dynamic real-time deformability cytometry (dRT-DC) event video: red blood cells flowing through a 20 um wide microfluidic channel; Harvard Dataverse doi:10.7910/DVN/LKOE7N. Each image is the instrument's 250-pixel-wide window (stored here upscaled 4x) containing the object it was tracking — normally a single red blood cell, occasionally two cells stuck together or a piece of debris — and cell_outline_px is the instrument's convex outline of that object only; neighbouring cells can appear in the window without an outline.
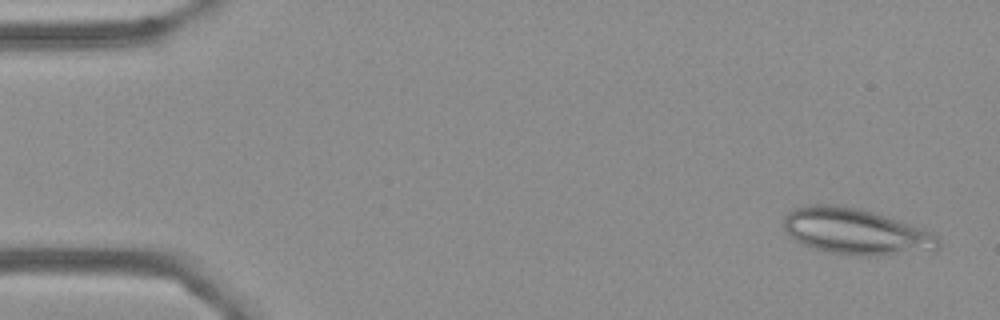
{"species": "Egyptian fruit bat (a non-hibernating species)", "species_latin": "Rousettus aegyptiacus", "temperature_condition": "cold", "stored_images_in_passage": 54, "camera_frame_rate_fps": 3000, "um_per_image_px": 0.085, "frame": {"image": 1, "passage_image": 2, "time_ms": 0.333, "image_size_px": [1000, 320], "cell_outline_px": [[940, 248], [936, 252], [876, 256], [828, 252], [808, 248], [796, 240], [784, 228], [784, 216], [792, 208], [808, 204], [836, 204], [860, 208], [876, 212], [908, 224], [928, 232], [936, 236], [940, 240]], "centroid_in_image_um": [72.75, 19.68], "position_along_channel_um": 12.2, "area_um2": 41.91}}
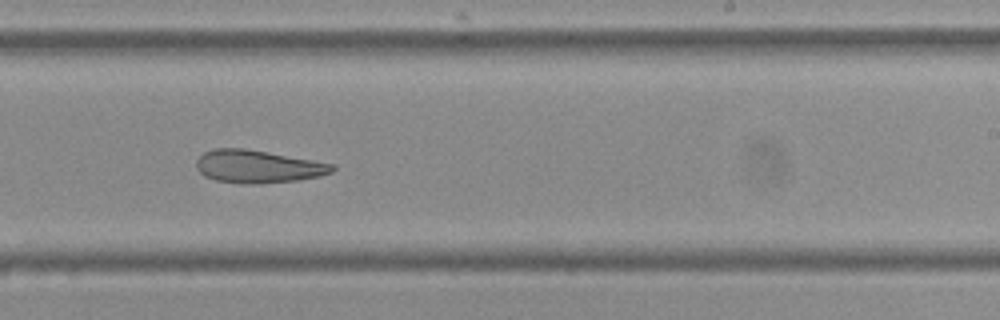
{"frame": {"image": 2, "passage_image": 33, "time_ms": 10.667, "image_size_px": [1000, 320], "cell_outline_px": [[336, 168], [332, 172], [320, 176], [296, 180], [256, 184], [244, 184], [216, 180], [204, 176], [196, 168], [196, 160], [204, 152], [212, 148], [244, 148], [268, 152], [336, 164]], "centroid_in_image_um": [21.92, 14.15], "position_along_channel_um": 267.1, "area_um2": 26.07}}
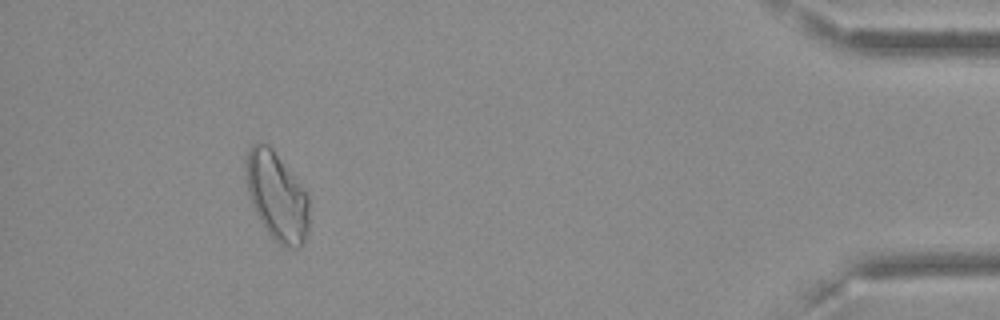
{"frame": {"image": 3, "passage_image": 50, "time_ms": 16.333, "image_size_px": [1000, 320], "cell_outline_px": [[308, 232], [300, 248], [288, 248], [280, 244], [268, 232], [260, 220], [248, 196], [248, 152], [252, 144], [256, 140], [260, 140], [268, 144], [272, 148], [308, 196]], "centroid_in_image_um": [23.55, 16.7], "position_along_channel_um": 411.7, "area_um2": 31.73}, "authors_computed_cell_mechanics": {"area_um2": 29.8537, "velocity_mm_per_s": 3.6215, "shape_relaxation_time_tau1_ms": null, "shape_relaxation_time_tau2_ms": 6.3271, "deformation_change_tau1": null, "deformation_change_tau2": 0.1602}}